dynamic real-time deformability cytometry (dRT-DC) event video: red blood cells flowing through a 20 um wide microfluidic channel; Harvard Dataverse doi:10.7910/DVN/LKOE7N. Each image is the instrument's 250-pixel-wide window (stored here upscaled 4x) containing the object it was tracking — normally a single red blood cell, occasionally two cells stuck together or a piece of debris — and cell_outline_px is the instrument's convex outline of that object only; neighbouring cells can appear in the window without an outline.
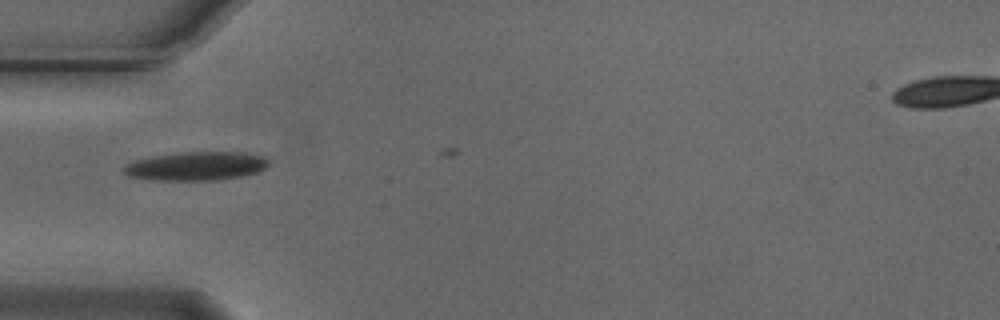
{"species": "Egyptian fruit bat (a non-hibernating species)", "species_latin": "Rousettus aegyptiacus", "temperature_condition": "cold", "stored_images_in_passage": 7, "camera_frame_rate_fps": 3000, "um_per_image_px": 0.085, "animal": {"sex": "male"}, "frame": {"image": 1, "passage_image": 5, "time_ms": 1.333, "image_size_px": [1000, 320], "cell_outline_px": [[268, 164], [264, 168], [256, 172], [240, 176], [216, 180], [152, 180], [128, 176], [120, 168], [124, 164], [136, 160], [152, 156], [180, 152], [244, 152], [264, 156], [268, 160]], "centroid_in_image_um": [16.62, 14.11], "position_along_channel_um": 68.4, "area_um2": 24.28}}